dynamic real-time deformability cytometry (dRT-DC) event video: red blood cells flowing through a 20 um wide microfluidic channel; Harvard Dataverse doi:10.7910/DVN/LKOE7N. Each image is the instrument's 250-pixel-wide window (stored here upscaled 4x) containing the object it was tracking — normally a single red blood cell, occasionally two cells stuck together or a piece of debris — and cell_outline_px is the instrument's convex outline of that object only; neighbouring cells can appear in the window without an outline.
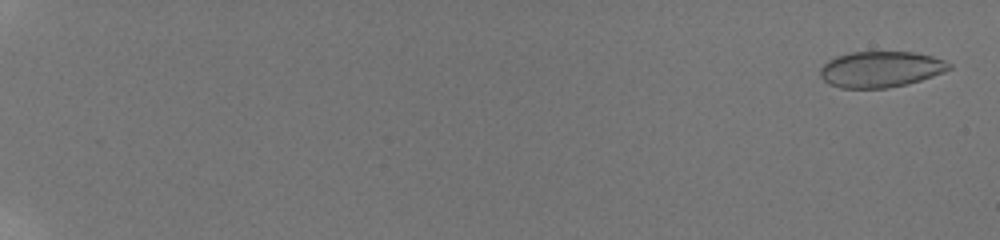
{"species": "human", "species_latin": "Homo sapiens", "temperature_condition": "room temperature", "stored_images_in_passage": 28, "camera_frame_rate_fps": 3000, "um_per_image_px": 0.085, "donor": {"sex": "male"}, "frame": {"image": 1, "passage_image": 2, "time_ms": 0.333, "image_size_px": [1000, 240], "cell_outline_px": [[952, 68], [944, 72], [920, 80], [888, 88], [840, 88], [828, 84], [820, 76], [820, 68], [828, 60], [836, 56], [852, 52], [912, 52], [932, 56], [944, 60], [952, 64]], "centroid_in_image_um": [74.84, 5.89], "position_along_channel_um": 10.2, "area_um2": 26.99}}
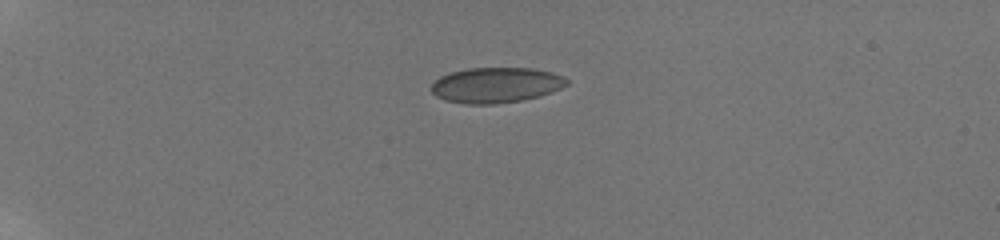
{"frame": {"image": 2, "passage_image": 19, "time_ms": 5.667, "image_size_px": [1000, 240], "cell_outline_px": [[568, 84], [560, 88], [540, 96], [524, 100], [492, 104], [468, 104], [444, 100], [436, 96], [432, 92], [432, 84], [440, 76], [452, 72], [468, 68], [532, 68], [552, 72], [568, 80]], "centroid_in_image_um": [42.15, 7.23], "position_along_channel_um": 42.8, "area_um2": 27.8}}
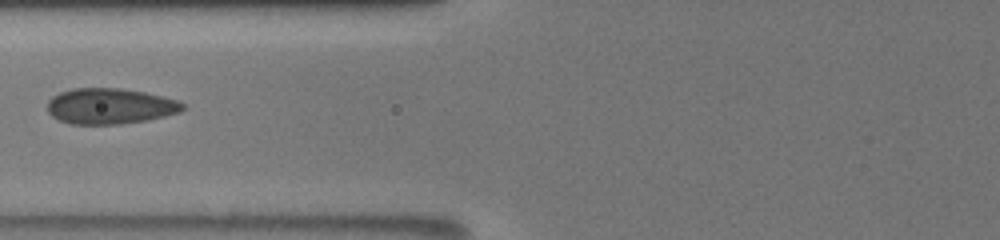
{"frame": {"image": 3, "passage_image": 25, "time_ms": 9.333, "image_size_px": [1000, 240], "cell_outline_px": [[184, 108], [180, 112], [148, 120], [120, 124], [68, 124], [52, 116], [48, 112], [48, 100], [52, 96], [60, 92], [72, 88], [120, 88], [144, 92], [176, 100], [184, 104]], "centroid_in_image_um": [9.32, 9.02], "position_along_channel_um": 116.5, "area_um2": 28.15}}